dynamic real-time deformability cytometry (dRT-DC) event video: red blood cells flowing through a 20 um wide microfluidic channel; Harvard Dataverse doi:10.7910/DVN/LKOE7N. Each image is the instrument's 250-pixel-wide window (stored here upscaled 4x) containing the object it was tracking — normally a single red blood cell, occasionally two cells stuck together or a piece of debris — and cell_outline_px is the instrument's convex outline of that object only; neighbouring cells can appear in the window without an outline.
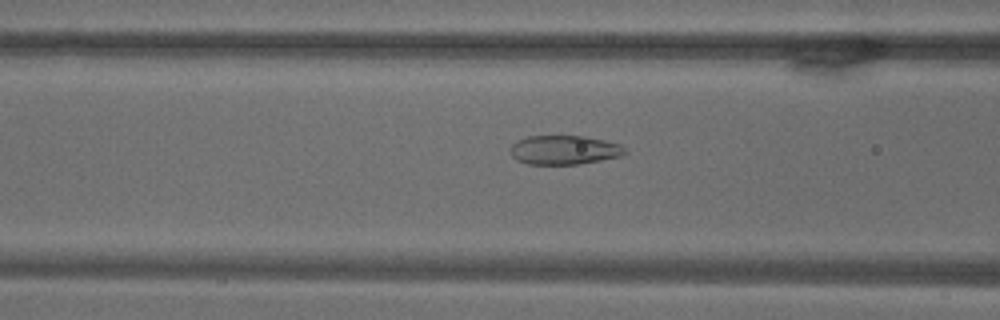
{"species": "common noctule bat (a hibernating species)", "species_latin": "Nyctalus noctula", "temperature_condition": "warm", "stored_images_in_passage": 53, "camera_frame_rate_fps": 3000, "um_per_image_px": 0.085, "animal": {"sex": "male", "body_mass_g": 18.8}, "frame": {"image": 1, "passage_image": 12, "time_ms": 3.667, "image_size_px": [1000, 320], "cell_outline_px": [[628, 152], [620, 156], [580, 164], [528, 164], [516, 160], [508, 152], [508, 148], [516, 140], [528, 136], [584, 136], [604, 140], [620, 144]], "centroid_in_image_um": [47.9, 12.74], "position_along_channel_um": 118.7, "area_um2": 19.59}}
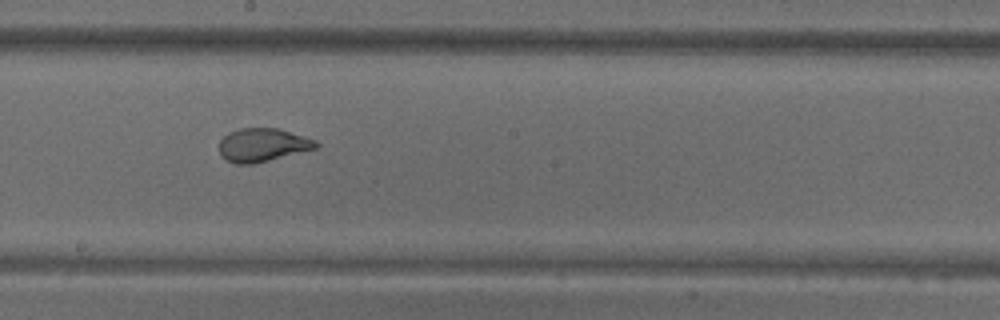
{"frame": {"image": 2, "passage_image": 23, "time_ms": 7.333, "image_size_px": [1000, 320], "cell_outline_px": [[320, 144], [316, 148], [252, 164], [236, 164], [220, 156], [220, 140], [228, 132], [240, 128], [276, 128], [316, 140]], "centroid_in_image_um": [22.29, 12.32], "position_along_channel_um": 225.9, "area_um2": 18.55}}
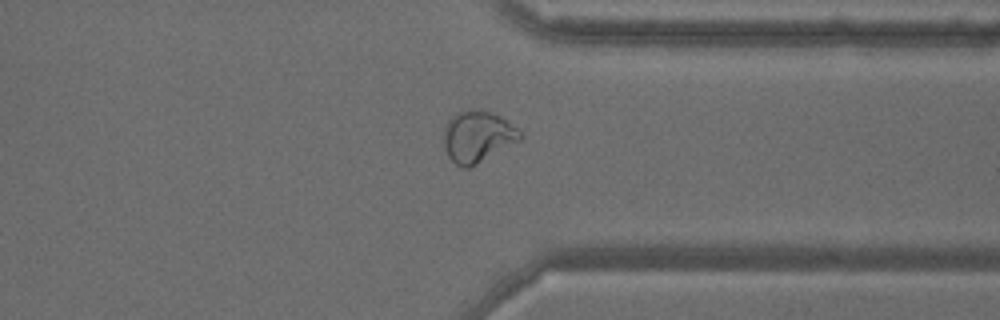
{"frame": {"image": 3, "passage_image": 38, "time_ms": 12.333, "image_size_px": [1000, 320], "cell_outline_px": [[524, 136], [520, 140], [476, 164], [468, 168], [460, 168], [448, 156], [444, 148], [444, 124], [456, 112], [468, 108], [476, 108], [492, 112], [500, 116], [516, 128]], "centroid_in_image_um": [40.56, 11.58], "position_along_channel_um": 370.8, "area_um2": 23.0}}